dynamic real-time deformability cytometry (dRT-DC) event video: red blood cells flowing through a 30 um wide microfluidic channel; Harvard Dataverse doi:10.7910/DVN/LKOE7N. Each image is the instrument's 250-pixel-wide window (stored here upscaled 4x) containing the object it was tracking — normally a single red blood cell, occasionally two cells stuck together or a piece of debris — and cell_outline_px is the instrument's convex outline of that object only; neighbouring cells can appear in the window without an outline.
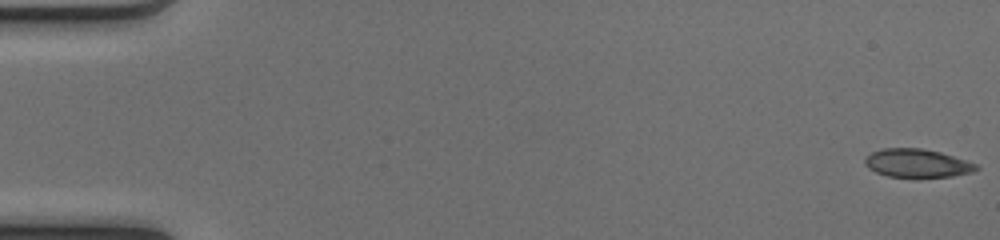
{"species": "common noctule bat (a hibernating species)", "species_latin": "Nyctalus noctula", "temperature_condition": "cold", "stored_images_in_passage": 51, "camera_frame_rate_fps": 3000, "um_per_image_px": 0.085, "animal": {"sex": "female", "body_mass_g": 17.0, "forearm_length_mm": 48.0}, "frame": {"image": 1, "passage_image": 1, "time_ms": 0.0, "image_size_px": [1000, 240], "cell_outline_px": [[980, 168], [972, 172], [952, 176], [888, 176], [876, 172], [868, 168], [864, 164], [864, 160], [872, 152], [884, 148], [920, 148], [940, 152], [976, 164]], "centroid_in_image_um": [77.93, 13.86], "position_along_channel_um": 7.1, "area_um2": 17.98}}
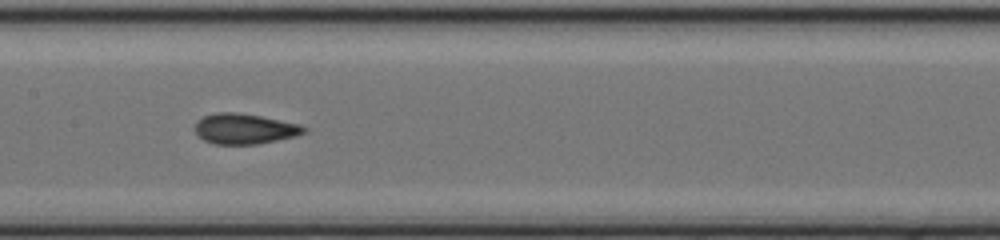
{"frame": {"image": 2, "passage_image": 26, "time_ms": 8.333, "image_size_px": [1000, 240], "cell_outline_px": [[308, 132], [296, 136], [256, 144], [216, 144], [204, 140], [196, 132], [196, 120], [204, 116], [216, 112], [236, 112], [260, 116], [300, 124], [308, 128]], "centroid_in_image_um": [20.82, 10.94], "position_along_channel_um": 186.6, "area_um2": 19.25}}
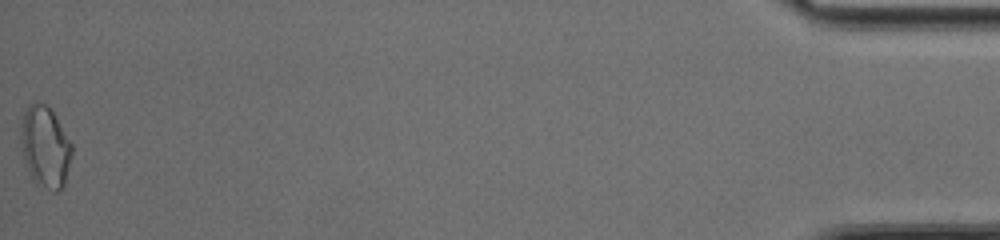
{"frame": {"image": 3, "passage_image": 51, "time_ms": 16.667, "image_size_px": [1000, 240], "cell_outline_px": [[72, 156], [64, 184], [60, 192], [56, 192], [36, 184], [32, 180], [24, 160], [20, 140], [20, 124], [24, 112], [28, 104], [36, 100], [40, 100], [48, 104], [72, 144]], "centroid_in_image_um": [3.82, 12.45], "position_along_channel_um": 431.4, "area_um2": 24.68}, "authors_computed_cell_mechanics": {"area_um2": 19.074, "velocity_mm_per_s": 4.1338, "shape_relaxation_time_tau1_ms": null, "shape_relaxation_time_tau2_ms": 1.2864, "deformation_change_tau1": null, "deformation_change_tau2": 0.0701}}